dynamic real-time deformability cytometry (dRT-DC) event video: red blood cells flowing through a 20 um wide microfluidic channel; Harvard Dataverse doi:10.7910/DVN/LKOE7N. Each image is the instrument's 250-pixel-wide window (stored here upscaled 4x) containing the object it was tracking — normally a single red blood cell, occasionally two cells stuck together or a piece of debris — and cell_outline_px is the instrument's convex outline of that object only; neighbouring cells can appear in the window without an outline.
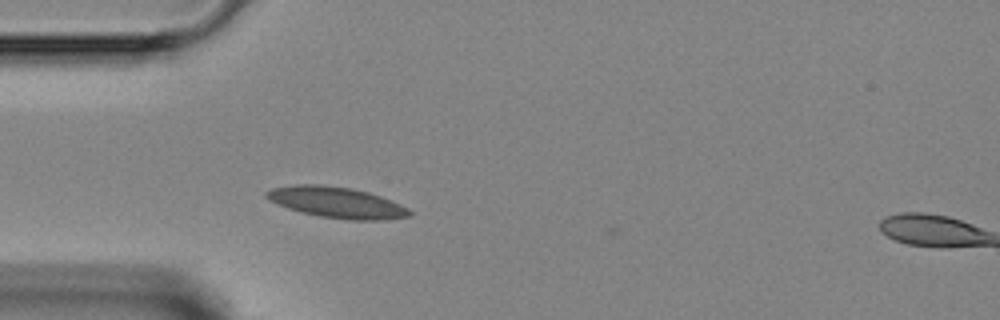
{"species": "Egyptian fruit bat (a non-hibernating species)", "species_latin": "Rousettus aegyptiacus", "temperature_condition": "room temperature", "stored_images_in_passage": 2, "camera_frame_rate_fps": 3000, "um_per_image_px": 0.085, "animal": {"sex": "female"}, "frame": {"image": 1, "passage_image": 1, "time_ms": 0.0, "image_size_px": [1000, 320], "cell_outline_px": [[412, 216], [384, 220], [348, 220], [320, 216], [300, 212], [288, 208], [264, 196], [264, 192], [272, 188], [296, 184], [320, 184], [352, 188], [368, 192], [380, 196], [400, 204], [408, 208], [412, 212]], "centroid_in_image_um": [28.64, 17.21], "position_along_channel_um": 56.4, "area_um2": 25.78}}